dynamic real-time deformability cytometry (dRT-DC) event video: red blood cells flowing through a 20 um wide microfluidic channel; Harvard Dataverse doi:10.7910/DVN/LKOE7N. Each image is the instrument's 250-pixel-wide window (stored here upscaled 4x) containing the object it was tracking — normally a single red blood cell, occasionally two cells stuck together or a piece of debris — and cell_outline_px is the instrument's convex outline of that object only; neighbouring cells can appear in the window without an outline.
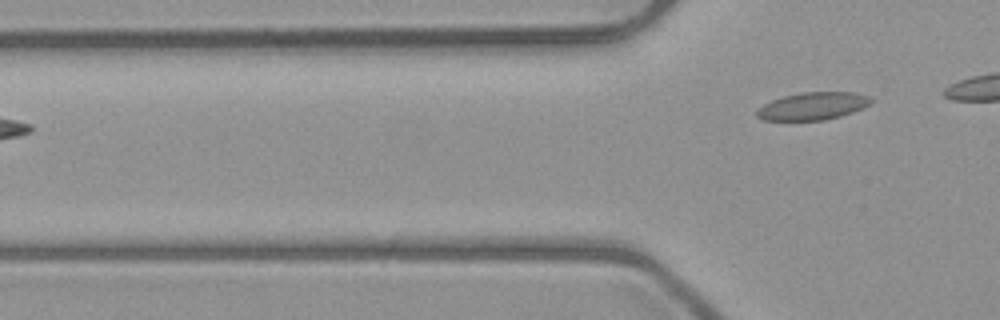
{"species": "common noctule bat (a hibernating species)", "species_latin": "Nyctalus noctula", "temperature_condition": "room temperature", "stored_images_in_passage": 4, "camera_frame_rate_fps": 3000, "um_per_image_px": 0.085, "animal": {"sex": "male", "body_mass_g": 23.1, "forearm_length_mm": 52.7}, "frame": {"image": 1, "passage_image": 4, "time_ms": 3.667, "image_size_px": [1000, 320], "cell_outline_px": [[872, 100], [868, 104], [852, 112], [840, 116], [824, 120], [764, 120], [756, 116], [756, 112], [764, 104], [772, 100], [784, 96], [800, 92], [852, 92], [868, 96]], "centroid_in_image_um": [69.05, 9.01], "position_along_channel_um": 56.7, "area_um2": 18.03}}